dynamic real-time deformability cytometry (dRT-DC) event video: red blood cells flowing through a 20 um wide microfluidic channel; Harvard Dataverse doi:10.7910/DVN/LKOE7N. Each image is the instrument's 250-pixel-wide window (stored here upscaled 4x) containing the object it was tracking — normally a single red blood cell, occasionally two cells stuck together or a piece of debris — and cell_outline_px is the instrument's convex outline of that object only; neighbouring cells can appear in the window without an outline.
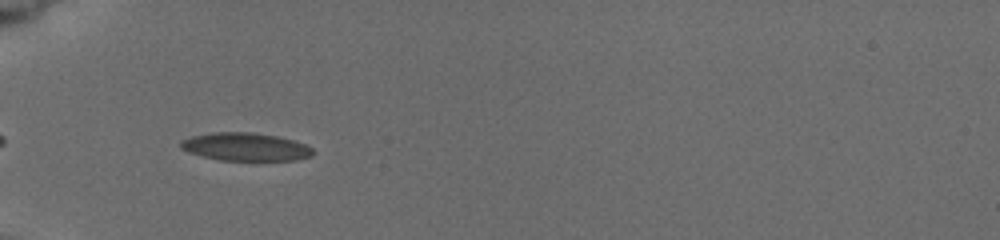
{"species": "common noctule bat (a hibernating species)", "species_latin": "Nyctalus noctula", "temperature_condition": "cold", "stored_images_in_passage": 7, "camera_frame_rate_fps": 3000, "um_per_image_px": 0.085, "animal": {"sex": "female", "body_mass_g": 19.5, "forearm_length_mm": 54.1}, "frame": {"image": 1, "passage_image": 6, "time_ms": 5.0, "image_size_px": [1000, 240], "cell_outline_px": [[312, 156], [296, 160], [220, 160], [188, 152], [180, 148], [180, 140], [192, 136], [212, 132], [256, 132], [276, 136], [292, 140], [304, 144], [312, 148]], "centroid_in_image_um": [20.84, 12.47], "position_along_channel_um": 64.2, "area_um2": 21.5}}